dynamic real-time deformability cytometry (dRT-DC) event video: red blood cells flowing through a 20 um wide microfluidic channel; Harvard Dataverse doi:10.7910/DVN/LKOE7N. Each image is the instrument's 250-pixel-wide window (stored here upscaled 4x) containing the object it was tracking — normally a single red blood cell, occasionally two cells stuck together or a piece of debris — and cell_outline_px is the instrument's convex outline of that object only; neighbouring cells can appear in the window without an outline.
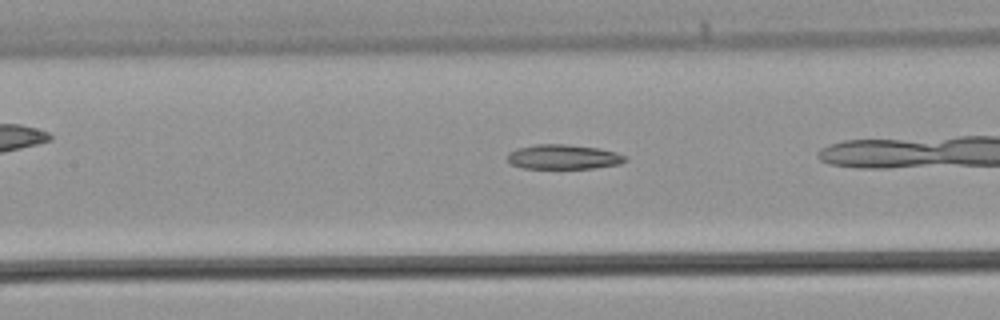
{"species": "common noctule bat (a hibernating species)", "species_latin": "Nyctalus noctula", "temperature_condition": "warm", "stored_images_in_passage": 24, "camera_frame_rate_fps": 3000, "um_per_image_px": 0.085, "animal": {"sex": "male", "body_mass_g": 21.5, "forearm_length_mm": 52.0}, "frame": {"image": 1, "passage_image": 11, "time_ms": 3.333, "image_size_px": [1000, 320], "cell_outline_px": [[628, 160], [620, 164], [592, 168], [524, 168], [512, 164], [508, 160], [508, 152], [516, 148], [536, 144], [568, 144], [600, 148], [616, 152], [628, 156]], "centroid_in_image_um": [47.93, 13.32], "position_along_channel_um": 159.5, "area_um2": 17.05}}
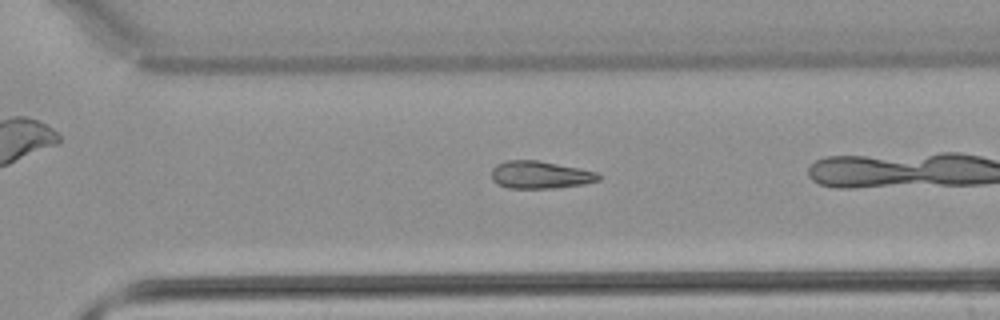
{"frame": {"image": 2, "passage_image": 21, "time_ms": 6.667, "image_size_px": [1000, 320], "cell_outline_px": [[600, 180], [584, 184], [556, 188], [508, 188], [496, 184], [492, 180], [492, 168], [496, 164], [508, 160], [536, 160], [580, 168], [596, 172], [600, 176]], "centroid_in_image_um": [45.89, 14.86], "position_along_channel_um": 324.7, "area_um2": 17.22}}